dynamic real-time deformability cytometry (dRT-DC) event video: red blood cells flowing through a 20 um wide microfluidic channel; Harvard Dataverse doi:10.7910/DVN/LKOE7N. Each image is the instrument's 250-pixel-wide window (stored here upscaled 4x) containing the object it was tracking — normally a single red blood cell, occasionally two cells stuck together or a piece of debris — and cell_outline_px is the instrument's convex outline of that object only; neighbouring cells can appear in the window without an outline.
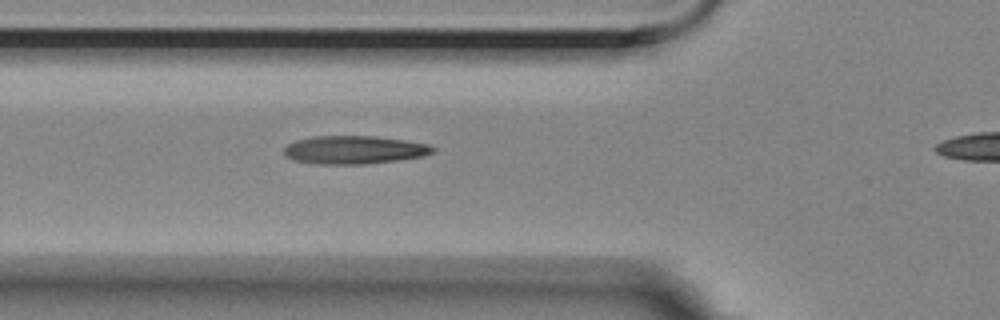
{"species": "Egyptian fruit bat (a non-hibernating species)", "species_latin": "Rousettus aegyptiacus", "temperature_condition": "room temperature", "stored_images_in_passage": 4, "segment_of_instrument_passage": [1, 2], "camera_frame_rate_fps": 3000, "um_per_image_px": 0.085, "animal": {"sex": "female"}, "frame": {"image": 1, "passage_image": 3, "time_ms": 0.667, "image_size_px": [1000, 320], "cell_outline_px": [[436, 152], [424, 156], [396, 160], [364, 164], [316, 164], [292, 160], [284, 156], [284, 148], [288, 144], [296, 140], [312, 136], [376, 136], [404, 140], [428, 144], [436, 148]], "centroid_in_image_um": [30.1, 12.74], "position_along_channel_um": 95.7, "area_um2": 24.62}}